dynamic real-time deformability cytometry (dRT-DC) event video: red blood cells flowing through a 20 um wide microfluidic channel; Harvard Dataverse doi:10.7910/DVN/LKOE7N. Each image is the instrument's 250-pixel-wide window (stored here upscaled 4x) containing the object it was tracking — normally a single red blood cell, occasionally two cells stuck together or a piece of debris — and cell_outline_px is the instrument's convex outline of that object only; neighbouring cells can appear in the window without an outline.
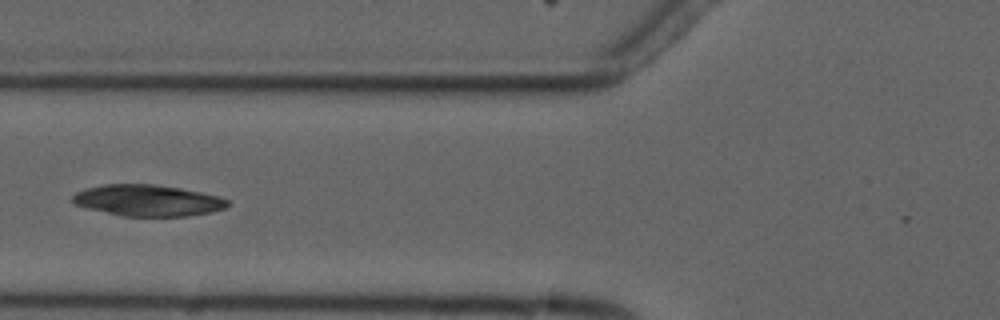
{"species": "common noctule bat (a hibernating species)", "species_latin": "Nyctalus noctula", "temperature_condition": "cold", "stored_images_in_passage": 8, "camera_frame_rate_fps": 3000, "um_per_image_px": 0.085, "animal": {"sex": "male", "forearm_length_mm": 52.5}, "frame": {"image": 1, "passage_image": 7, "time_ms": 7.0, "image_size_px": [1000, 320], "cell_outline_px": [[228, 204], [224, 208], [212, 212], [188, 216], [120, 216], [88, 208], [76, 204], [72, 200], [72, 196], [76, 192], [84, 188], [104, 184], [156, 184], [180, 188], [220, 196], [228, 200]], "centroid_in_image_um": [12.55, 17.03], "position_along_channel_um": 113.2, "area_um2": 28.32}}
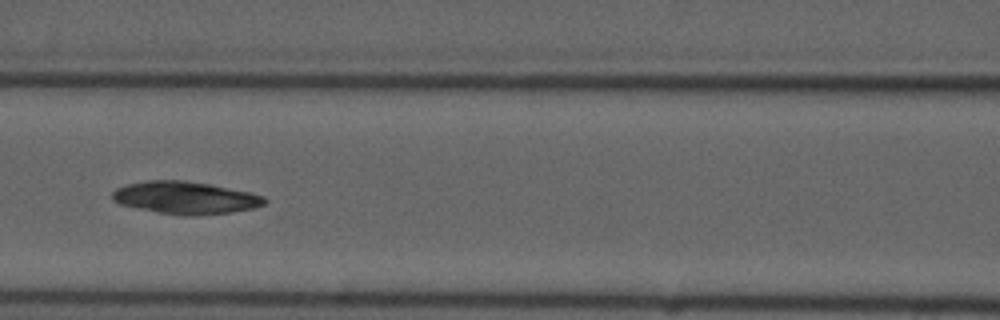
{"frame": {"image": 2, "passage_image": 8, "time_ms": 8.0, "image_size_px": [1000, 320], "cell_outline_px": [[268, 200], [264, 204], [256, 208], [232, 212], [196, 216], [184, 216], [160, 212], [120, 204], [112, 200], [112, 192], [116, 188], [128, 184], [148, 180], [184, 180], [208, 184], [248, 192], [264, 196]], "centroid_in_image_um": [15.78, 16.81], "position_along_channel_um": 150.8, "area_um2": 28.67}}